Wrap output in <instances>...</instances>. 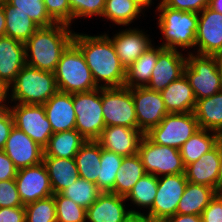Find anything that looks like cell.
Here are the masks:
<instances>
[{"label": "cell", "instance_id": "cell-24", "mask_svg": "<svg viewBox=\"0 0 222 222\" xmlns=\"http://www.w3.org/2000/svg\"><path fill=\"white\" fill-rule=\"evenodd\" d=\"M160 94L168 113L194 112L196 98L185 74L171 82Z\"/></svg>", "mask_w": 222, "mask_h": 222}, {"label": "cell", "instance_id": "cell-53", "mask_svg": "<svg viewBox=\"0 0 222 222\" xmlns=\"http://www.w3.org/2000/svg\"><path fill=\"white\" fill-rule=\"evenodd\" d=\"M218 193H222V144L220 143V166L218 173Z\"/></svg>", "mask_w": 222, "mask_h": 222}, {"label": "cell", "instance_id": "cell-14", "mask_svg": "<svg viewBox=\"0 0 222 222\" xmlns=\"http://www.w3.org/2000/svg\"><path fill=\"white\" fill-rule=\"evenodd\" d=\"M132 97L138 129L144 134L152 127L157 126L168 114L159 91H152L146 87L132 88Z\"/></svg>", "mask_w": 222, "mask_h": 222}, {"label": "cell", "instance_id": "cell-23", "mask_svg": "<svg viewBox=\"0 0 222 222\" xmlns=\"http://www.w3.org/2000/svg\"><path fill=\"white\" fill-rule=\"evenodd\" d=\"M43 106L53 133L75 129L73 94L58 91Z\"/></svg>", "mask_w": 222, "mask_h": 222}, {"label": "cell", "instance_id": "cell-45", "mask_svg": "<svg viewBox=\"0 0 222 222\" xmlns=\"http://www.w3.org/2000/svg\"><path fill=\"white\" fill-rule=\"evenodd\" d=\"M202 222H222V193L210 200L209 204L201 213Z\"/></svg>", "mask_w": 222, "mask_h": 222}, {"label": "cell", "instance_id": "cell-42", "mask_svg": "<svg viewBox=\"0 0 222 222\" xmlns=\"http://www.w3.org/2000/svg\"><path fill=\"white\" fill-rule=\"evenodd\" d=\"M49 16L56 23L71 26L72 13L69 0H43Z\"/></svg>", "mask_w": 222, "mask_h": 222}, {"label": "cell", "instance_id": "cell-52", "mask_svg": "<svg viewBox=\"0 0 222 222\" xmlns=\"http://www.w3.org/2000/svg\"><path fill=\"white\" fill-rule=\"evenodd\" d=\"M6 36V19L2 3L0 4V37Z\"/></svg>", "mask_w": 222, "mask_h": 222}, {"label": "cell", "instance_id": "cell-55", "mask_svg": "<svg viewBox=\"0 0 222 222\" xmlns=\"http://www.w3.org/2000/svg\"><path fill=\"white\" fill-rule=\"evenodd\" d=\"M137 6H139L142 10L146 7L149 8L152 5V0H132Z\"/></svg>", "mask_w": 222, "mask_h": 222}, {"label": "cell", "instance_id": "cell-4", "mask_svg": "<svg viewBox=\"0 0 222 222\" xmlns=\"http://www.w3.org/2000/svg\"><path fill=\"white\" fill-rule=\"evenodd\" d=\"M11 102L44 105L59 90L55 74L25 65L8 87Z\"/></svg>", "mask_w": 222, "mask_h": 222}, {"label": "cell", "instance_id": "cell-56", "mask_svg": "<svg viewBox=\"0 0 222 222\" xmlns=\"http://www.w3.org/2000/svg\"><path fill=\"white\" fill-rule=\"evenodd\" d=\"M145 222H168L167 218L152 217L145 214Z\"/></svg>", "mask_w": 222, "mask_h": 222}, {"label": "cell", "instance_id": "cell-34", "mask_svg": "<svg viewBox=\"0 0 222 222\" xmlns=\"http://www.w3.org/2000/svg\"><path fill=\"white\" fill-rule=\"evenodd\" d=\"M123 156L101 148L100 171L97 187L101 192L114 193L115 177L121 168Z\"/></svg>", "mask_w": 222, "mask_h": 222}, {"label": "cell", "instance_id": "cell-17", "mask_svg": "<svg viewBox=\"0 0 222 222\" xmlns=\"http://www.w3.org/2000/svg\"><path fill=\"white\" fill-rule=\"evenodd\" d=\"M144 135L138 128L105 126L96 141L101 148L125 157L137 154Z\"/></svg>", "mask_w": 222, "mask_h": 222}, {"label": "cell", "instance_id": "cell-10", "mask_svg": "<svg viewBox=\"0 0 222 222\" xmlns=\"http://www.w3.org/2000/svg\"><path fill=\"white\" fill-rule=\"evenodd\" d=\"M102 111L106 126L138 128L132 88L102 87Z\"/></svg>", "mask_w": 222, "mask_h": 222}, {"label": "cell", "instance_id": "cell-30", "mask_svg": "<svg viewBox=\"0 0 222 222\" xmlns=\"http://www.w3.org/2000/svg\"><path fill=\"white\" fill-rule=\"evenodd\" d=\"M219 142V133L206 129L197 130L179 148L184 166L197 161L204 153L212 150Z\"/></svg>", "mask_w": 222, "mask_h": 222}, {"label": "cell", "instance_id": "cell-8", "mask_svg": "<svg viewBox=\"0 0 222 222\" xmlns=\"http://www.w3.org/2000/svg\"><path fill=\"white\" fill-rule=\"evenodd\" d=\"M137 154L143 163L145 173L156 177L185 173L179 149L155 144L146 135L140 142Z\"/></svg>", "mask_w": 222, "mask_h": 222}, {"label": "cell", "instance_id": "cell-3", "mask_svg": "<svg viewBox=\"0 0 222 222\" xmlns=\"http://www.w3.org/2000/svg\"><path fill=\"white\" fill-rule=\"evenodd\" d=\"M159 14L158 27L164 37L162 47L165 49L178 50L177 47H196V33L198 26V14L174 10L165 6L161 1L156 7Z\"/></svg>", "mask_w": 222, "mask_h": 222}, {"label": "cell", "instance_id": "cell-50", "mask_svg": "<svg viewBox=\"0 0 222 222\" xmlns=\"http://www.w3.org/2000/svg\"><path fill=\"white\" fill-rule=\"evenodd\" d=\"M8 94V88L2 82H0V111H3L8 108V106L6 105L7 103H5L6 100L9 98Z\"/></svg>", "mask_w": 222, "mask_h": 222}, {"label": "cell", "instance_id": "cell-41", "mask_svg": "<svg viewBox=\"0 0 222 222\" xmlns=\"http://www.w3.org/2000/svg\"><path fill=\"white\" fill-rule=\"evenodd\" d=\"M72 20L80 17L102 16L106 0H69Z\"/></svg>", "mask_w": 222, "mask_h": 222}, {"label": "cell", "instance_id": "cell-37", "mask_svg": "<svg viewBox=\"0 0 222 222\" xmlns=\"http://www.w3.org/2000/svg\"><path fill=\"white\" fill-rule=\"evenodd\" d=\"M100 193L96 184L80 177L61 192L63 196L86 210L96 201Z\"/></svg>", "mask_w": 222, "mask_h": 222}, {"label": "cell", "instance_id": "cell-40", "mask_svg": "<svg viewBox=\"0 0 222 222\" xmlns=\"http://www.w3.org/2000/svg\"><path fill=\"white\" fill-rule=\"evenodd\" d=\"M57 222H86V209L61 193L54 194Z\"/></svg>", "mask_w": 222, "mask_h": 222}, {"label": "cell", "instance_id": "cell-32", "mask_svg": "<svg viewBox=\"0 0 222 222\" xmlns=\"http://www.w3.org/2000/svg\"><path fill=\"white\" fill-rule=\"evenodd\" d=\"M144 174V166L138 154L123 157L115 177L114 193L126 197Z\"/></svg>", "mask_w": 222, "mask_h": 222}, {"label": "cell", "instance_id": "cell-16", "mask_svg": "<svg viewBox=\"0 0 222 222\" xmlns=\"http://www.w3.org/2000/svg\"><path fill=\"white\" fill-rule=\"evenodd\" d=\"M3 151L17 169L43 162L44 148L15 126L10 131Z\"/></svg>", "mask_w": 222, "mask_h": 222}, {"label": "cell", "instance_id": "cell-22", "mask_svg": "<svg viewBox=\"0 0 222 222\" xmlns=\"http://www.w3.org/2000/svg\"><path fill=\"white\" fill-rule=\"evenodd\" d=\"M220 166V142L197 161L185 166L187 181L206 185L218 193V173Z\"/></svg>", "mask_w": 222, "mask_h": 222}, {"label": "cell", "instance_id": "cell-49", "mask_svg": "<svg viewBox=\"0 0 222 222\" xmlns=\"http://www.w3.org/2000/svg\"><path fill=\"white\" fill-rule=\"evenodd\" d=\"M168 222H202L199 215L175 214L167 218Z\"/></svg>", "mask_w": 222, "mask_h": 222}, {"label": "cell", "instance_id": "cell-29", "mask_svg": "<svg viewBox=\"0 0 222 222\" xmlns=\"http://www.w3.org/2000/svg\"><path fill=\"white\" fill-rule=\"evenodd\" d=\"M86 141L76 129L53 133L48 145L44 148V156L75 158Z\"/></svg>", "mask_w": 222, "mask_h": 222}, {"label": "cell", "instance_id": "cell-25", "mask_svg": "<svg viewBox=\"0 0 222 222\" xmlns=\"http://www.w3.org/2000/svg\"><path fill=\"white\" fill-rule=\"evenodd\" d=\"M54 194L61 193L79 178L74 158H57L43 156Z\"/></svg>", "mask_w": 222, "mask_h": 222}, {"label": "cell", "instance_id": "cell-47", "mask_svg": "<svg viewBox=\"0 0 222 222\" xmlns=\"http://www.w3.org/2000/svg\"><path fill=\"white\" fill-rule=\"evenodd\" d=\"M17 168L3 150H0V181L15 179Z\"/></svg>", "mask_w": 222, "mask_h": 222}, {"label": "cell", "instance_id": "cell-33", "mask_svg": "<svg viewBox=\"0 0 222 222\" xmlns=\"http://www.w3.org/2000/svg\"><path fill=\"white\" fill-rule=\"evenodd\" d=\"M6 19V36L25 43L39 28L28 15L2 2Z\"/></svg>", "mask_w": 222, "mask_h": 222}, {"label": "cell", "instance_id": "cell-57", "mask_svg": "<svg viewBox=\"0 0 222 222\" xmlns=\"http://www.w3.org/2000/svg\"><path fill=\"white\" fill-rule=\"evenodd\" d=\"M216 56L217 62H218V69L220 72V76L222 79V51L220 53H218Z\"/></svg>", "mask_w": 222, "mask_h": 222}, {"label": "cell", "instance_id": "cell-28", "mask_svg": "<svg viewBox=\"0 0 222 222\" xmlns=\"http://www.w3.org/2000/svg\"><path fill=\"white\" fill-rule=\"evenodd\" d=\"M216 193L217 192L209 186L199 185L188 181L178 203L176 213L201 216V213Z\"/></svg>", "mask_w": 222, "mask_h": 222}, {"label": "cell", "instance_id": "cell-20", "mask_svg": "<svg viewBox=\"0 0 222 222\" xmlns=\"http://www.w3.org/2000/svg\"><path fill=\"white\" fill-rule=\"evenodd\" d=\"M125 197L112 192H101L96 201L86 210L87 222H123L130 212L139 213L136 210H127Z\"/></svg>", "mask_w": 222, "mask_h": 222}, {"label": "cell", "instance_id": "cell-58", "mask_svg": "<svg viewBox=\"0 0 222 222\" xmlns=\"http://www.w3.org/2000/svg\"><path fill=\"white\" fill-rule=\"evenodd\" d=\"M219 140H220V143L222 144V131L219 133Z\"/></svg>", "mask_w": 222, "mask_h": 222}, {"label": "cell", "instance_id": "cell-21", "mask_svg": "<svg viewBox=\"0 0 222 222\" xmlns=\"http://www.w3.org/2000/svg\"><path fill=\"white\" fill-rule=\"evenodd\" d=\"M25 44L8 36L0 37V82L7 88L26 65Z\"/></svg>", "mask_w": 222, "mask_h": 222}, {"label": "cell", "instance_id": "cell-18", "mask_svg": "<svg viewBox=\"0 0 222 222\" xmlns=\"http://www.w3.org/2000/svg\"><path fill=\"white\" fill-rule=\"evenodd\" d=\"M186 57L179 50L164 49L158 56L151 79L146 88L162 91L171 82L184 75Z\"/></svg>", "mask_w": 222, "mask_h": 222}, {"label": "cell", "instance_id": "cell-6", "mask_svg": "<svg viewBox=\"0 0 222 222\" xmlns=\"http://www.w3.org/2000/svg\"><path fill=\"white\" fill-rule=\"evenodd\" d=\"M187 56L184 74L190 82L196 100L221 91L222 79L216 56L195 55L190 51Z\"/></svg>", "mask_w": 222, "mask_h": 222}, {"label": "cell", "instance_id": "cell-13", "mask_svg": "<svg viewBox=\"0 0 222 222\" xmlns=\"http://www.w3.org/2000/svg\"><path fill=\"white\" fill-rule=\"evenodd\" d=\"M17 190L23 205L54 195L47 168L42 162L17 170Z\"/></svg>", "mask_w": 222, "mask_h": 222}, {"label": "cell", "instance_id": "cell-48", "mask_svg": "<svg viewBox=\"0 0 222 222\" xmlns=\"http://www.w3.org/2000/svg\"><path fill=\"white\" fill-rule=\"evenodd\" d=\"M0 222H25V206L0 208Z\"/></svg>", "mask_w": 222, "mask_h": 222}, {"label": "cell", "instance_id": "cell-19", "mask_svg": "<svg viewBox=\"0 0 222 222\" xmlns=\"http://www.w3.org/2000/svg\"><path fill=\"white\" fill-rule=\"evenodd\" d=\"M111 41L122 65L127 69L153 44L149 35L136 28L121 30L112 38L104 33Z\"/></svg>", "mask_w": 222, "mask_h": 222}, {"label": "cell", "instance_id": "cell-2", "mask_svg": "<svg viewBox=\"0 0 222 222\" xmlns=\"http://www.w3.org/2000/svg\"><path fill=\"white\" fill-rule=\"evenodd\" d=\"M69 27L63 23L39 27L24 43L26 65L54 73L61 55L73 42L75 32Z\"/></svg>", "mask_w": 222, "mask_h": 222}, {"label": "cell", "instance_id": "cell-44", "mask_svg": "<svg viewBox=\"0 0 222 222\" xmlns=\"http://www.w3.org/2000/svg\"><path fill=\"white\" fill-rule=\"evenodd\" d=\"M161 2L174 10L199 14L209 6L210 0H161Z\"/></svg>", "mask_w": 222, "mask_h": 222}, {"label": "cell", "instance_id": "cell-35", "mask_svg": "<svg viewBox=\"0 0 222 222\" xmlns=\"http://www.w3.org/2000/svg\"><path fill=\"white\" fill-rule=\"evenodd\" d=\"M141 12L142 9L132 0H106L102 17L117 25L129 26Z\"/></svg>", "mask_w": 222, "mask_h": 222}, {"label": "cell", "instance_id": "cell-46", "mask_svg": "<svg viewBox=\"0 0 222 222\" xmlns=\"http://www.w3.org/2000/svg\"><path fill=\"white\" fill-rule=\"evenodd\" d=\"M13 127L14 120L9 108L0 111V150L4 149L10 131Z\"/></svg>", "mask_w": 222, "mask_h": 222}, {"label": "cell", "instance_id": "cell-31", "mask_svg": "<svg viewBox=\"0 0 222 222\" xmlns=\"http://www.w3.org/2000/svg\"><path fill=\"white\" fill-rule=\"evenodd\" d=\"M74 159L79 177L97 185L100 171L101 145L96 140H87Z\"/></svg>", "mask_w": 222, "mask_h": 222}, {"label": "cell", "instance_id": "cell-39", "mask_svg": "<svg viewBox=\"0 0 222 222\" xmlns=\"http://www.w3.org/2000/svg\"><path fill=\"white\" fill-rule=\"evenodd\" d=\"M25 222H57L54 195L25 205Z\"/></svg>", "mask_w": 222, "mask_h": 222}, {"label": "cell", "instance_id": "cell-54", "mask_svg": "<svg viewBox=\"0 0 222 222\" xmlns=\"http://www.w3.org/2000/svg\"><path fill=\"white\" fill-rule=\"evenodd\" d=\"M208 7L222 14V0H210Z\"/></svg>", "mask_w": 222, "mask_h": 222}, {"label": "cell", "instance_id": "cell-9", "mask_svg": "<svg viewBox=\"0 0 222 222\" xmlns=\"http://www.w3.org/2000/svg\"><path fill=\"white\" fill-rule=\"evenodd\" d=\"M199 129L194 112L168 113L145 135L155 144L179 149Z\"/></svg>", "mask_w": 222, "mask_h": 222}, {"label": "cell", "instance_id": "cell-38", "mask_svg": "<svg viewBox=\"0 0 222 222\" xmlns=\"http://www.w3.org/2000/svg\"><path fill=\"white\" fill-rule=\"evenodd\" d=\"M14 10L21 11L39 27H49L56 22L49 16L43 0H5Z\"/></svg>", "mask_w": 222, "mask_h": 222}, {"label": "cell", "instance_id": "cell-7", "mask_svg": "<svg viewBox=\"0 0 222 222\" xmlns=\"http://www.w3.org/2000/svg\"><path fill=\"white\" fill-rule=\"evenodd\" d=\"M73 105L75 129L86 140H97L106 126L102 111V88L73 93Z\"/></svg>", "mask_w": 222, "mask_h": 222}, {"label": "cell", "instance_id": "cell-5", "mask_svg": "<svg viewBox=\"0 0 222 222\" xmlns=\"http://www.w3.org/2000/svg\"><path fill=\"white\" fill-rule=\"evenodd\" d=\"M54 74L58 90L63 93L89 92L99 88L83 54L73 42L61 55Z\"/></svg>", "mask_w": 222, "mask_h": 222}, {"label": "cell", "instance_id": "cell-36", "mask_svg": "<svg viewBox=\"0 0 222 222\" xmlns=\"http://www.w3.org/2000/svg\"><path fill=\"white\" fill-rule=\"evenodd\" d=\"M157 187L158 177L145 173L133 186L125 199L132 201L133 205L136 204L138 207L148 208L149 211L156 197Z\"/></svg>", "mask_w": 222, "mask_h": 222}, {"label": "cell", "instance_id": "cell-27", "mask_svg": "<svg viewBox=\"0 0 222 222\" xmlns=\"http://www.w3.org/2000/svg\"><path fill=\"white\" fill-rule=\"evenodd\" d=\"M194 115L200 129L220 133L222 131V90L210 97L196 100Z\"/></svg>", "mask_w": 222, "mask_h": 222}, {"label": "cell", "instance_id": "cell-43", "mask_svg": "<svg viewBox=\"0 0 222 222\" xmlns=\"http://www.w3.org/2000/svg\"><path fill=\"white\" fill-rule=\"evenodd\" d=\"M24 206L16 186L15 179L0 181V208Z\"/></svg>", "mask_w": 222, "mask_h": 222}, {"label": "cell", "instance_id": "cell-11", "mask_svg": "<svg viewBox=\"0 0 222 222\" xmlns=\"http://www.w3.org/2000/svg\"><path fill=\"white\" fill-rule=\"evenodd\" d=\"M14 126L27 134L34 142L45 148L53 135L43 105L19 104L8 106Z\"/></svg>", "mask_w": 222, "mask_h": 222}, {"label": "cell", "instance_id": "cell-26", "mask_svg": "<svg viewBox=\"0 0 222 222\" xmlns=\"http://www.w3.org/2000/svg\"><path fill=\"white\" fill-rule=\"evenodd\" d=\"M156 47L152 45L126 69L125 87L137 88L148 85L158 56L165 49L161 45Z\"/></svg>", "mask_w": 222, "mask_h": 222}, {"label": "cell", "instance_id": "cell-12", "mask_svg": "<svg viewBox=\"0 0 222 222\" xmlns=\"http://www.w3.org/2000/svg\"><path fill=\"white\" fill-rule=\"evenodd\" d=\"M187 183L185 173L159 176L156 197L146 215L161 218L175 215Z\"/></svg>", "mask_w": 222, "mask_h": 222}, {"label": "cell", "instance_id": "cell-1", "mask_svg": "<svg viewBox=\"0 0 222 222\" xmlns=\"http://www.w3.org/2000/svg\"><path fill=\"white\" fill-rule=\"evenodd\" d=\"M73 43L83 54L99 88L124 86L126 69L120 62L112 41L105 34L91 36L75 33Z\"/></svg>", "mask_w": 222, "mask_h": 222}, {"label": "cell", "instance_id": "cell-15", "mask_svg": "<svg viewBox=\"0 0 222 222\" xmlns=\"http://www.w3.org/2000/svg\"><path fill=\"white\" fill-rule=\"evenodd\" d=\"M195 43L198 55L215 56L222 51L221 13L206 7L198 14Z\"/></svg>", "mask_w": 222, "mask_h": 222}, {"label": "cell", "instance_id": "cell-51", "mask_svg": "<svg viewBox=\"0 0 222 222\" xmlns=\"http://www.w3.org/2000/svg\"><path fill=\"white\" fill-rule=\"evenodd\" d=\"M123 222H145V215L141 211L139 213L130 212Z\"/></svg>", "mask_w": 222, "mask_h": 222}]
</instances>
